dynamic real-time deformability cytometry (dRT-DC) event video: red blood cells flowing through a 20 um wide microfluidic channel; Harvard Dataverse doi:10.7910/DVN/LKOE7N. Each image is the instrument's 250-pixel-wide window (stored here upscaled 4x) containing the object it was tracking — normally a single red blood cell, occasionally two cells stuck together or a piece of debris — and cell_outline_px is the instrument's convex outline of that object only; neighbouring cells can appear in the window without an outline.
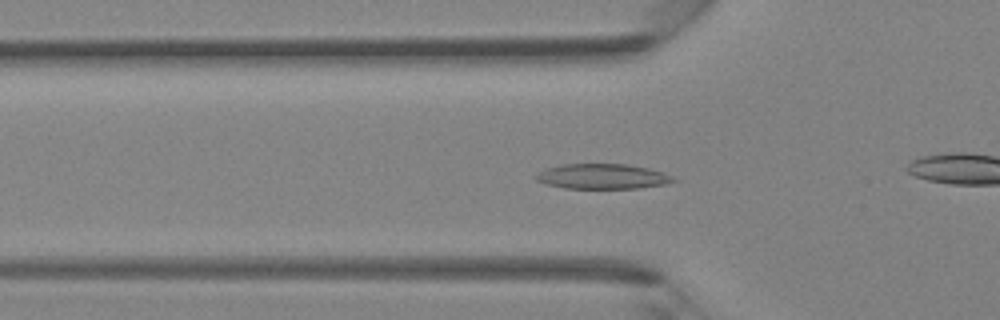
{"species": "Egyptian fruit bat (a non-hibernating species)", "species_latin": "Rousettus aegyptiacus", "temperature_condition": "room temperature", "stored_images_in_passage": 43, "camera_frame_rate_fps": 3000, "um_per_image_px": 0.085, "animal": {"sex": "female"}, "frame": {"image": 1, "passage_image": 14, "time_ms": 4.333, "image_size_px": [1000, 320], "cell_outline_px": [[676, 180], [664, 184], [640, 188], [564, 188], [548, 184], [536, 180], [532, 176], [536, 172], [560, 164], [628, 164], [648, 168], [672, 176]], "centroid_in_image_um": [51.15, 14.99], "position_along_channel_um": 74.7, "area_um2": 20.0}}
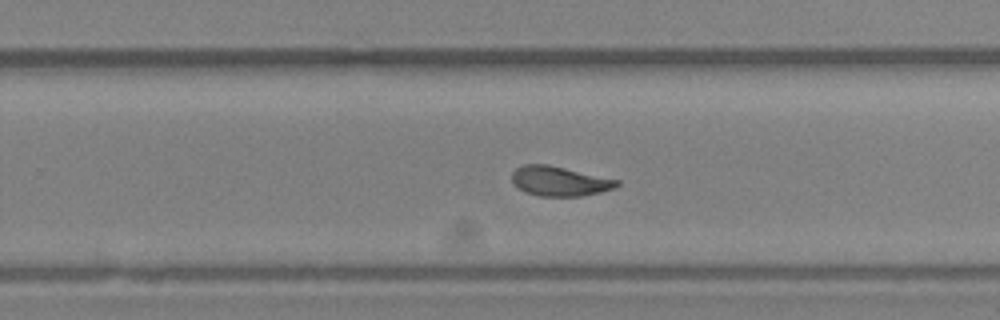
{"frame": {"image": 2, "passage_image": 27, "time_ms": 8.667, "image_size_px": [1000, 320], "cell_outline_px": [[620, 184], [612, 188], [600, 192], [580, 196], [540, 196], [524, 192], [512, 184], [512, 172], [516, 168], [524, 164], [548, 164], [620, 180]], "centroid_in_image_um": [47.52, 15.39], "position_along_channel_um": 282.3, "area_um2": 18.21}}
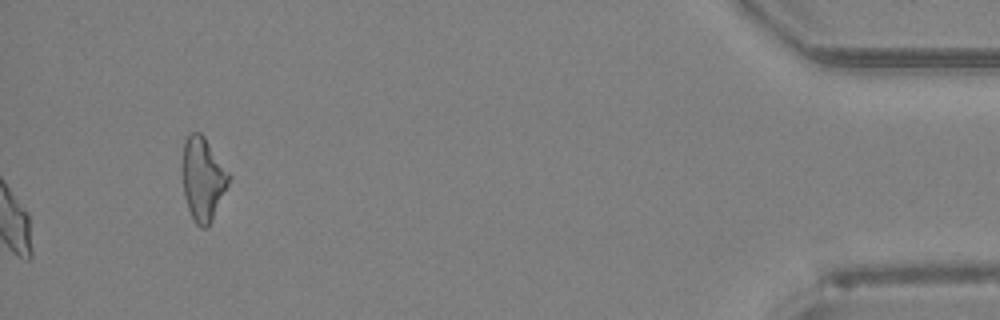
{"frame": {"image": 3, "passage_image": 43, "time_ms": 14.0, "image_size_px": [1000, 320], "cell_outline_px": [[232, 176], [212, 220], [208, 228], [200, 228], [196, 224], [188, 208], [184, 196], [184, 140], [192, 132], [200, 132], [204, 136]], "centroid_in_image_um": [17.28, 15.23], "position_along_channel_um": 417.9, "area_um2": 22.2}}